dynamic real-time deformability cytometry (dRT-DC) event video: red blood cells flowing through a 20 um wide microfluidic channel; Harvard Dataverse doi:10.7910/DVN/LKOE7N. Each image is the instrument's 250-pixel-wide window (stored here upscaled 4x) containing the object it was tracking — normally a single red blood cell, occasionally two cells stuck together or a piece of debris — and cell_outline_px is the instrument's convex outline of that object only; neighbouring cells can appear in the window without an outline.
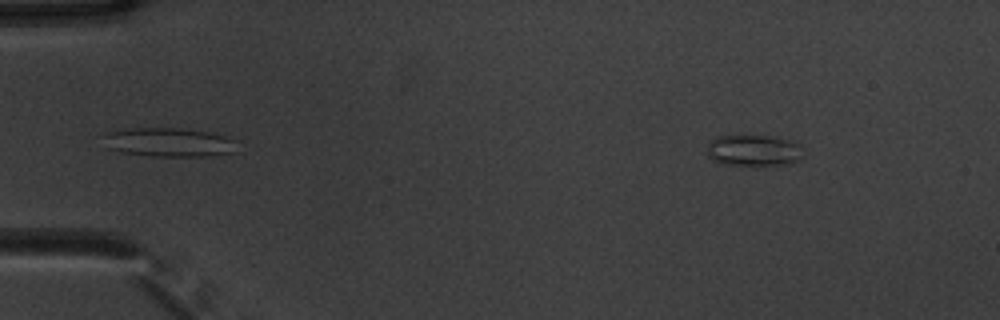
{"species": "common noctule bat (a hibernating species)", "species_latin": "Nyctalus noctula", "temperature_condition": "warm", "stored_images_in_passage": 47, "camera_frame_rate_fps": 3000, "um_per_image_px": 0.085, "animal": {"sex": "male", "body_mass_g": 20.1, "forearm_length_mm": 53.5}, "frame": {"image": 1, "passage_image": 1, "time_ms": 0.0, "image_size_px": [1000, 320], "cell_outline_px": [[800, 160], [788, 164], [720, 164], [712, 160], [708, 156], [708, 140], [716, 136], [776, 136], [800, 144]], "centroid_in_image_um": [64.01, 12.77], "position_along_channel_um": 21.0, "area_um2": 17.34}}
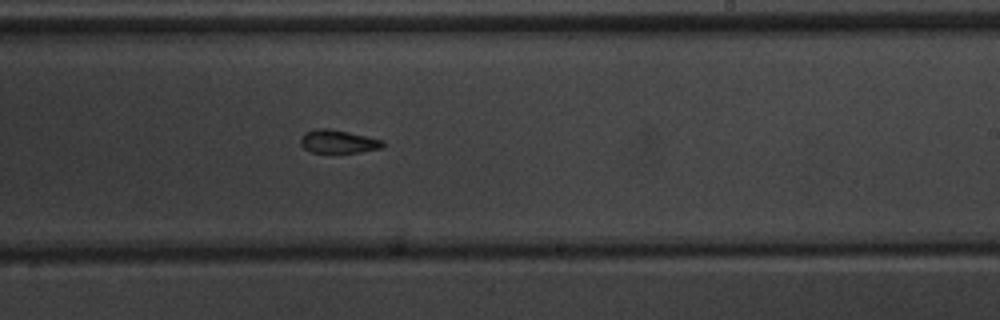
{"frame": {"image": 2, "passage_image": 27, "time_ms": 8.667, "image_size_px": [1000, 320], "cell_outline_px": [[388, 144], [384, 148], [360, 152], [312, 152], [304, 148], [300, 144], [300, 136], [304, 132], [316, 128], [328, 128], [348, 132], [384, 140]], "centroid_in_image_um": [28.78, 12.02], "position_along_channel_um": 260.2, "area_um2": 11.33}}
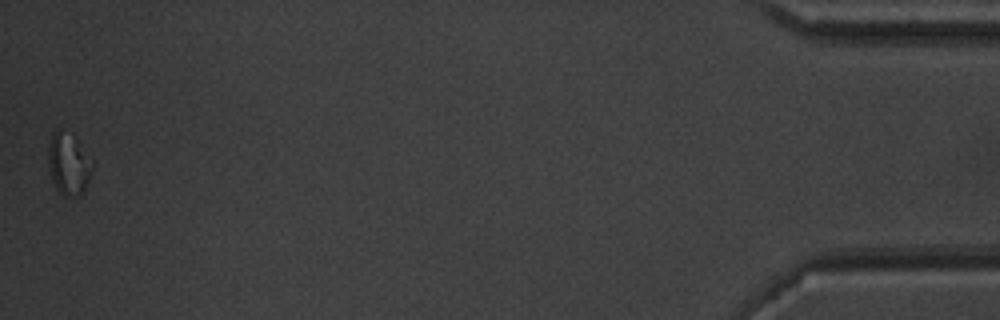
{"frame": {"image": 3, "passage_image": 47, "time_ms": 15.333, "image_size_px": [1000, 320], "cell_outline_px": [[92, 168], [88, 180], [80, 196], [64, 196], [56, 188], [52, 180], [48, 164], [48, 144], [52, 132], [72, 132], [76, 136], [92, 160]], "centroid_in_image_um": [5.82, 13.9], "position_along_channel_um": 429.4, "area_um2": 15.9}, "authors_computed_cell_mechanics": {"area_um2": 12.1958, "velocity_mm_per_s": 3.84, "shape_relaxation_time_tau1_ms": null, "shape_relaxation_time_tau2_ms": 3.9359, "deformation_change_tau1": null, "deformation_change_tau2": 0.1038}}